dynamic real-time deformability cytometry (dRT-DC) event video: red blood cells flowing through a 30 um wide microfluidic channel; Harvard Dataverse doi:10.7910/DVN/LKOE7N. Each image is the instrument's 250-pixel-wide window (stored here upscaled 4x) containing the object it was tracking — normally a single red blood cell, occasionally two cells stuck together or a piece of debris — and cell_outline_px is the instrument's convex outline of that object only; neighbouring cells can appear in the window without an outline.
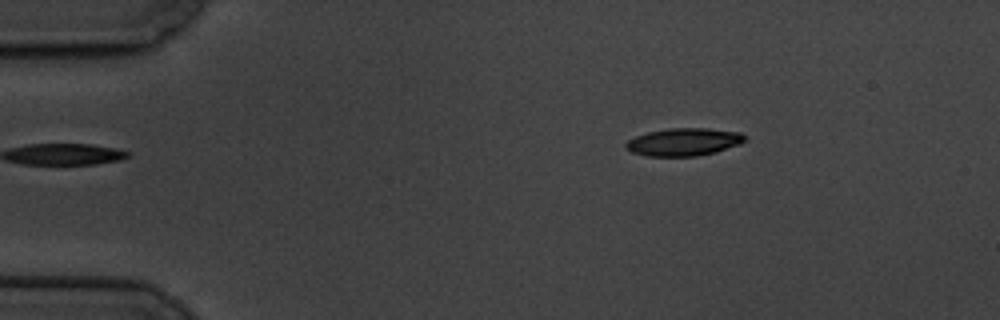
{"species": "common noctule bat (a hibernating species)", "species_latin": "Nyctalus noctula", "temperature_condition": "cold", "stored_images_in_passage": 2, "camera_frame_rate_fps": 3000, "um_per_image_px": 0.085, "animal": {"sex": "male", "body_mass_g": 19.5, "forearm_length_mm": 54.6}, "frame": {"image": 1, "passage_image": 2, "time_ms": 1.0, "image_size_px": [1000, 320], "cell_outline_px": [[748, 140], [740, 144], [716, 152], [696, 156], [648, 156], [632, 152], [624, 148], [624, 144], [628, 140], [636, 136], [648, 132], [668, 128], [708, 128], [740, 132], [748, 136]], "centroid_in_image_um": [58.15, 12.06], "position_along_channel_um": 26.8, "area_um2": 19.42}}